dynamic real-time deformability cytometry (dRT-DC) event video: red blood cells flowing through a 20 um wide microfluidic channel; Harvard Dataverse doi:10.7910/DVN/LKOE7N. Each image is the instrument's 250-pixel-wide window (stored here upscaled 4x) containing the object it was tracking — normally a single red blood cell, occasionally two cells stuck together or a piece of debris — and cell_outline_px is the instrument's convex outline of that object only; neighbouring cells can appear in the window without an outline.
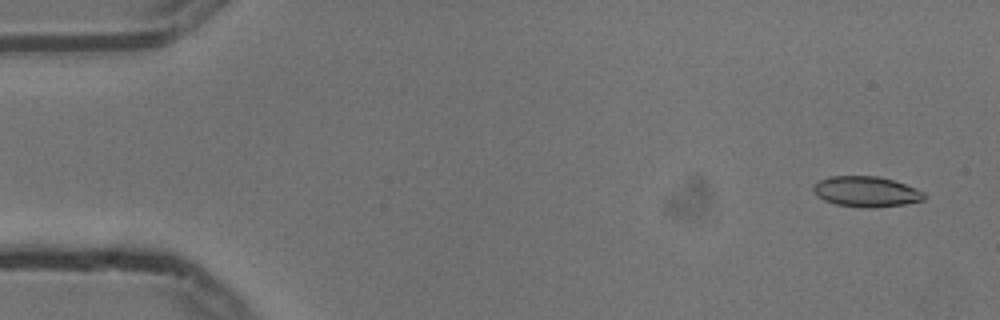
{"species": "common noctule bat (a hibernating species)", "species_latin": "Nyctalus noctula", "temperature_condition": "cold", "stored_images_in_passage": 55, "camera_frame_rate_fps": 3000, "um_per_image_px": 0.085, "animal": {"sex": "male", "body_mass_g": 13.3}, "frame": {"image": 1, "passage_image": 3, "time_ms": 0.667, "image_size_px": [1000, 320], "cell_outline_px": [[924, 200], [904, 204], [872, 208], [864, 208], [836, 204], [824, 200], [812, 192], [812, 188], [820, 180], [828, 176], [876, 176], [892, 180], [904, 184], [924, 192]], "centroid_in_image_um": [73.59, 16.29], "position_along_channel_um": 11.4, "area_um2": 19.54}}
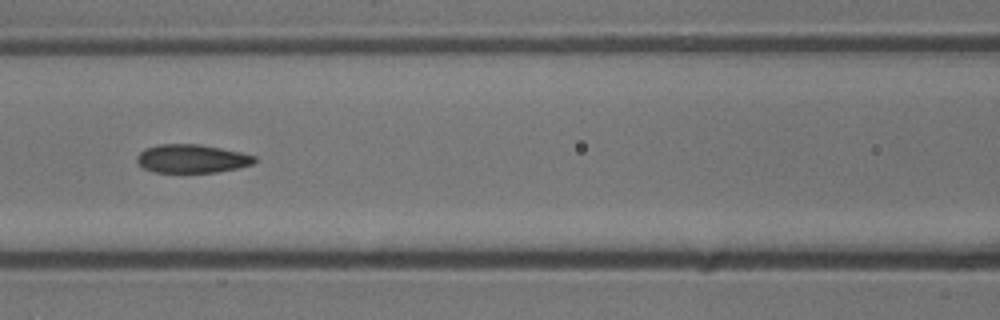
{"frame": {"image": 2, "passage_image": 24, "time_ms": 7.667, "image_size_px": [1000, 320], "cell_outline_px": [[256, 160], [252, 164], [240, 168], [216, 172], [152, 172], [144, 168], [136, 160], [136, 156], [144, 148], [160, 144], [200, 144], [240, 152], [256, 156]], "centroid_in_image_um": [16.3, 13.48], "position_along_channel_um": 150.3, "area_um2": 19.54}}
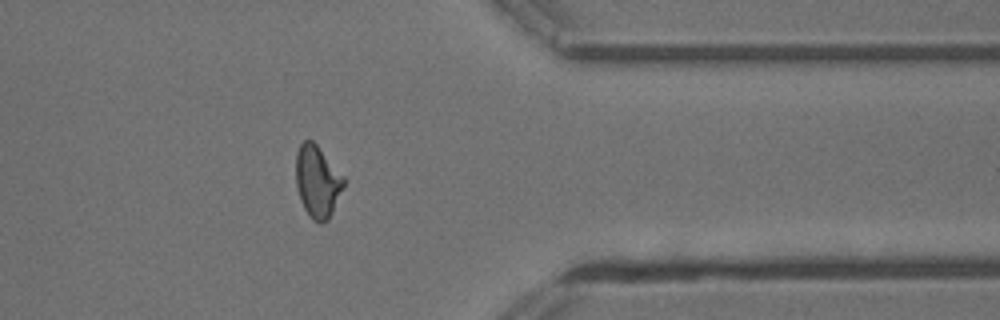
{"frame": {"image": 3, "passage_image": 44, "time_ms": 14.333, "image_size_px": [1000, 320], "cell_outline_px": [[344, 188], [328, 220], [324, 224], [320, 224], [312, 220], [304, 208], [300, 200], [296, 184], [296, 152], [300, 144], [304, 140], [312, 140], [316, 144], [344, 176]], "centroid_in_image_um": [26.98, 15.45], "position_along_channel_um": 384.4, "area_um2": 20.17}, "authors_computed_cell_mechanics": {"area_um2": 19.7676, "velocity_mm_per_s": 3.7386, "shape_relaxation_time_tau1_ms": 7.9879, "shape_relaxation_time_tau2_ms": 2.3142, "deformation_change_tau1": 0.1802, "deformation_change_tau2": 0.0909}}